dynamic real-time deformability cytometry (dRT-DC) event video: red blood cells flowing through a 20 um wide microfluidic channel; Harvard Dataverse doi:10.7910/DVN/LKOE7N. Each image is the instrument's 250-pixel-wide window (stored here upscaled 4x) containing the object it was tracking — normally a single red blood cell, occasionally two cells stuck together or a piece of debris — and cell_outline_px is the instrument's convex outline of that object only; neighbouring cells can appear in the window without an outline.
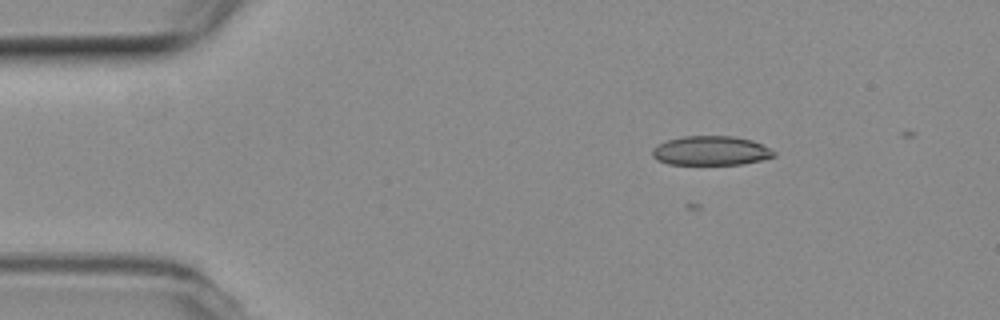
{"species": "common noctule bat (a hibernating species)", "species_latin": "Nyctalus noctula", "temperature_condition": "room temperature", "stored_images_in_passage": 43, "camera_frame_rate_fps": 3000, "um_per_image_px": 0.085, "animal": {"sex": "female", "body_mass_g": 19.3, "forearm_length_mm": 54.1}, "frame": {"image": 1, "passage_image": 8, "time_ms": 2.333, "image_size_px": [1000, 320], "cell_outline_px": [[776, 156], [744, 164], [668, 164], [656, 160], [652, 156], [652, 148], [656, 144], [668, 140], [684, 136], [732, 136], [752, 140], [776, 152]], "centroid_in_image_um": [60.39, 12.81], "position_along_channel_um": 24.6, "area_um2": 20.75}}
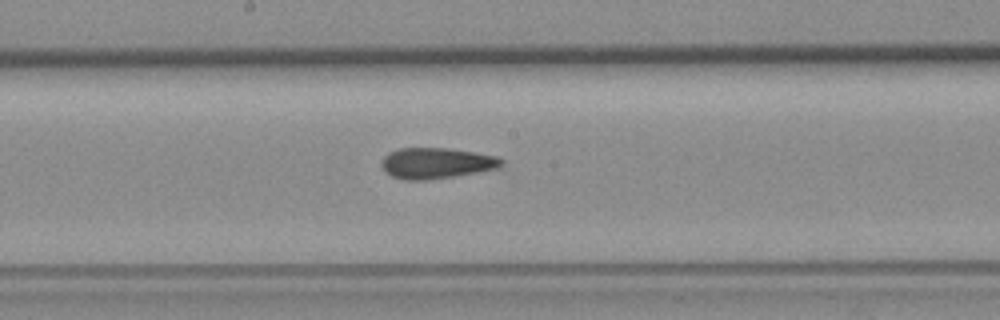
{"frame": {"image": 2, "passage_image": 28, "time_ms": 9.0, "image_size_px": [1000, 320], "cell_outline_px": [[504, 164], [500, 168], [428, 180], [404, 180], [392, 176], [384, 172], [380, 164], [384, 156], [388, 152], [400, 148], [448, 148], [500, 156], [504, 160]], "centroid_in_image_um": [37.09, 13.86], "position_along_channel_um": 211.1, "area_um2": 21.79}}
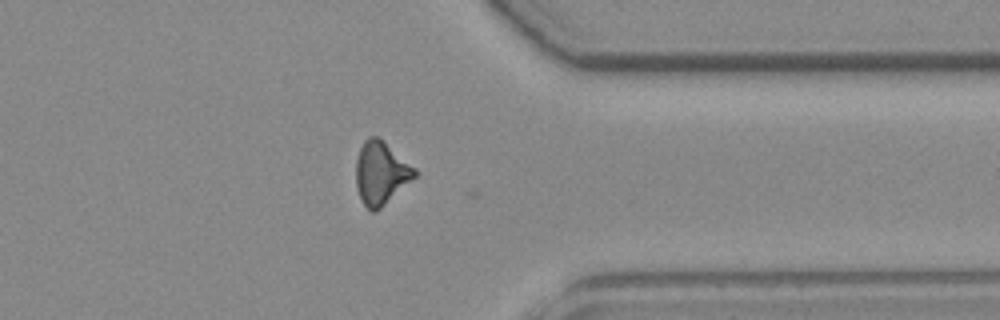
{"frame": {"image": 3, "passage_image": 42, "time_ms": 13.667, "image_size_px": [1000, 320], "cell_outline_px": [[416, 176], [376, 212], [372, 212], [364, 204], [356, 188], [356, 160], [360, 148], [364, 140], [368, 136], [380, 136], [416, 168]], "centroid_in_image_um": [32.37, 14.66], "position_along_channel_um": 379.0, "area_um2": 21.62}, "authors_computed_cell_mechanics": {"area_um2": 21.3282, "velocity_mm_per_s": 3.8037, "shape_relaxation_time_tau1_ms": null, "shape_relaxation_time_tau2_ms": 2.7997, "deformation_change_tau1": null, "deformation_change_tau2": 0.1128}}